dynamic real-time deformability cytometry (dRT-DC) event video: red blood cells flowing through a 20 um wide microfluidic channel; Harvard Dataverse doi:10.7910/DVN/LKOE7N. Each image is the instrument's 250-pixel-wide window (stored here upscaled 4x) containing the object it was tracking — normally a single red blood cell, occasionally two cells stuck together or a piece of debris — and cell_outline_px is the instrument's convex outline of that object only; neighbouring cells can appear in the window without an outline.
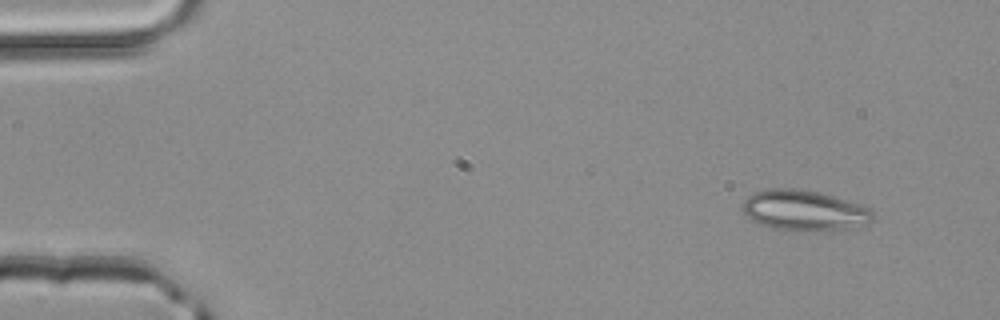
{"species": "common noctule bat (a hibernating species)", "species_latin": "Nyctalus noctula", "temperature_condition": "room temperature", "stored_images_in_passage": 3, "camera_frame_rate_fps": 3000, "um_per_image_px": 0.085, "animal": {"sex": "male", "body_mass_g": 20.4}, "frame": {"image": 1, "passage_image": 1, "time_ms": 0.0, "image_size_px": [1000, 320], "cell_outline_px": [[872, 220], [864, 224], [844, 228], [772, 228], [760, 224], [752, 220], [744, 212], [744, 200], [748, 196], [756, 192], [768, 188], [796, 188], [816, 192], [832, 196], [868, 208], [872, 212]], "centroid_in_image_um": [68.28, 17.83], "position_along_channel_um": 16.7, "area_um2": 29.07}}